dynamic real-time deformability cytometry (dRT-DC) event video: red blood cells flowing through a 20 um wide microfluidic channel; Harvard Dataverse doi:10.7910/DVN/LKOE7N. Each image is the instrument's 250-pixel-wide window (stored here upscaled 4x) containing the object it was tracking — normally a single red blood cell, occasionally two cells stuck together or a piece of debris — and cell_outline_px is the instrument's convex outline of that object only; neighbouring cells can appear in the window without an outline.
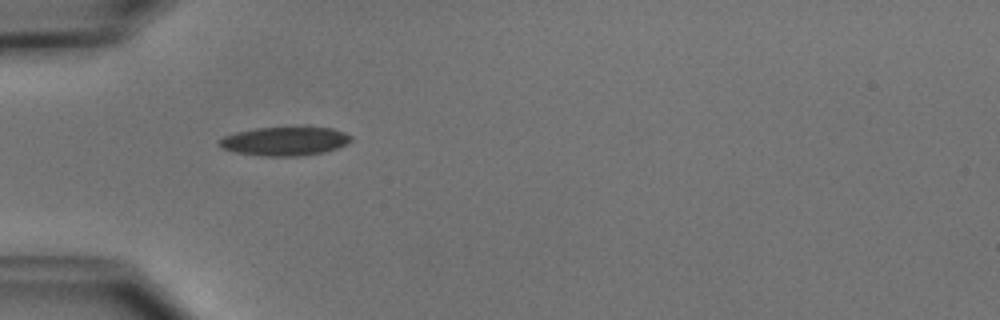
{"species": "common noctule bat (a hibernating species)", "species_latin": "Nyctalus noctula", "temperature_condition": "cold", "stored_images_in_passage": 4, "camera_frame_rate_fps": 3000, "um_per_image_px": 0.085, "animal": {"sex": "male", "body_mass_g": 15.6}, "frame": {"image": 1, "passage_image": 1, "time_ms": 0.0, "image_size_px": [1000, 320], "cell_outline_px": [[352, 140], [336, 148], [324, 152], [300, 156], [260, 156], [236, 152], [220, 148], [216, 144], [216, 140], [224, 136], [236, 132], [256, 128], [308, 124], [332, 128], [344, 132], [352, 136]], "centroid_in_image_um": [24.19, 11.95], "position_along_channel_um": 60.8, "area_um2": 23.12}}
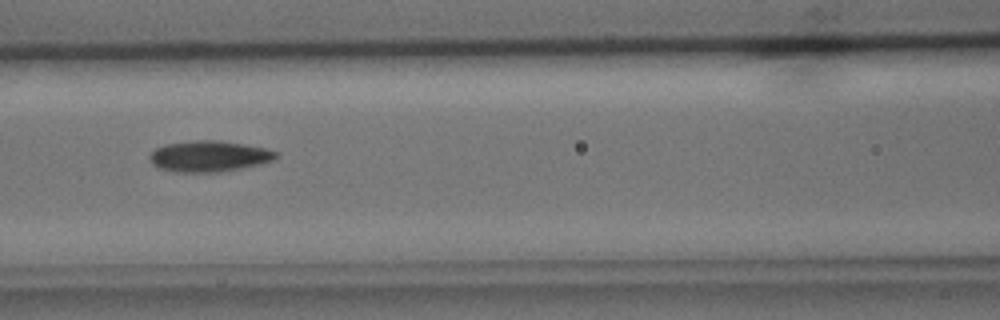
{"frame": {"image": 2, "passage_image": 3, "time_ms": 2.333, "image_size_px": [1000, 320], "cell_outline_px": [[280, 156], [272, 160], [260, 164], [220, 172], [176, 172], [160, 168], [152, 164], [148, 156], [156, 148], [164, 144], [196, 140], [216, 140], [244, 144], [264, 148], [280, 152]], "centroid_in_image_um": [17.78, 13.28], "position_along_channel_um": 148.8, "area_um2": 22.83}}
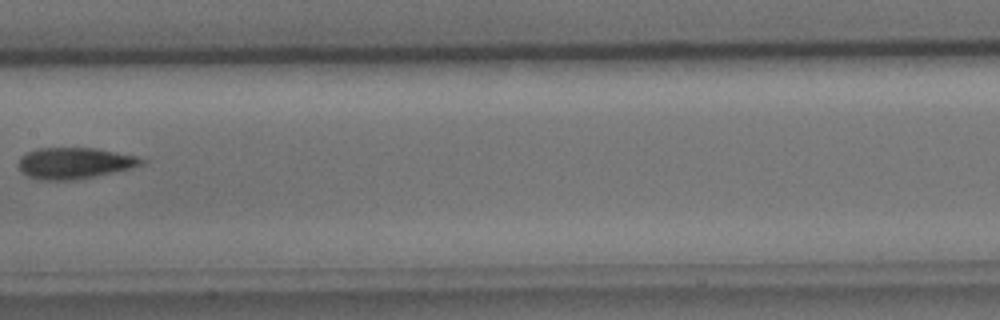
{"frame": {"image": 3, "passage_image": 4, "time_ms": 3.667, "image_size_px": [1000, 320], "cell_outline_px": [[148, 160], [144, 164], [132, 168], [96, 176], [68, 180], [40, 180], [28, 176], [20, 168], [20, 156], [28, 152], [40, 148], [96, 148], [136, 156]], "centroid_in_image_um": [6.39, 13.86], "position_along_channel_um": 201.0, "area_um2": 22.2}}